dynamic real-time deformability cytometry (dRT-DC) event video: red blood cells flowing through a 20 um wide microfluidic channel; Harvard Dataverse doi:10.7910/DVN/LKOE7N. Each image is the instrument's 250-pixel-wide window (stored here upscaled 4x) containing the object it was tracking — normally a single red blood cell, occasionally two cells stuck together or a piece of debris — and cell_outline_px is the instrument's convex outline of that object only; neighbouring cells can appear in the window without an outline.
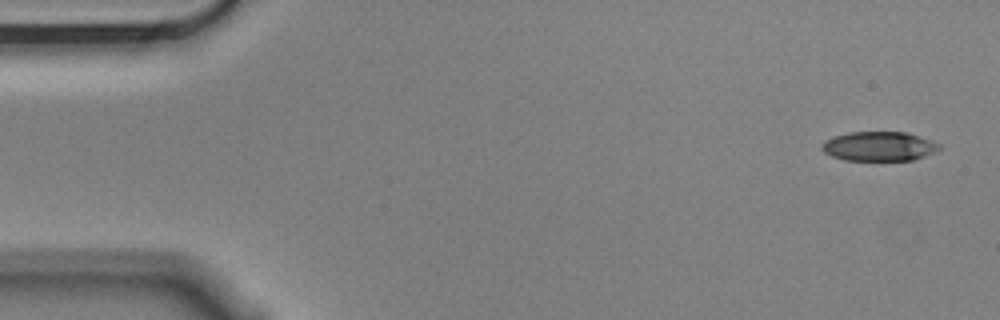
{"species": "Egyptian fruit bat (a non-hibernating species)", "species_latin": "Rousettus aegyptiacus", "temperature_condition": "cold", "stored_images_in_passage": 4, "camera_frame_rate_fps": 3000, "um_per_image_px": 0.085, "animal": {"sex": "male"}, "frame": {"image": 1, "passage_image": 1, "time_ms": 0.0, "image_size_px": [1000, 320], "cell_outline_px": [[940, 148], [924, 156], [912, 160], [844, 160], [832, 156], [824, 152], [820, 148], [824, 140], [848, 132], [908, 132], [940, 144]], "centroid_in_image_um": [74.68, 12.43], "position_along_channel_um": 10.3, "area_um2": 19.94}}